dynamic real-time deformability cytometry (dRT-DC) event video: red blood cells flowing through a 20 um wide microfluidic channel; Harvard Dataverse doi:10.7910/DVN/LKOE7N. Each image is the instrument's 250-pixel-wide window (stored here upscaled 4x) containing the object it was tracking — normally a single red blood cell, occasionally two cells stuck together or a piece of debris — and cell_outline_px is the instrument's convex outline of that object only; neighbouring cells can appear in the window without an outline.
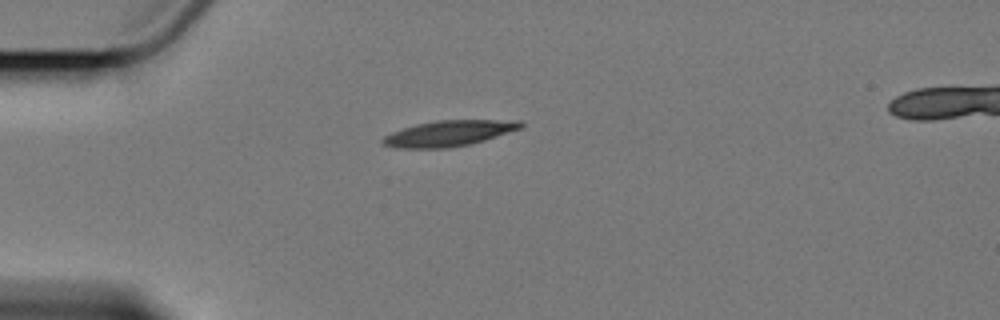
{"species": "Egyptian fruit bat (a non-hibernating species)", "species_latin": "Rousettus aegyptiacus", "temperature_condition": "cold", "stored_images_in_passage": 6, "camera_frame_rate_fps": 3000, "um_per_image_px": 0.085, "animal": {"sex": "female"}, "frame": {"image": 1, "passage_image": 1, "time_ms": 0.0, "image_size_px": [1000, 320], "cell_outline_px": [[524, 124], [520, 128], [484, 140], [468, 144], [448, 148], [396, 148], [384, 144], [380, 140], [384, 136], [392, 132], [416, 124], [436, 120], [520, 120]], "centroid_in_image_um": [38.13, 11.33], "position_along_channel_um": 46.9, "area_um2": 20.46}}
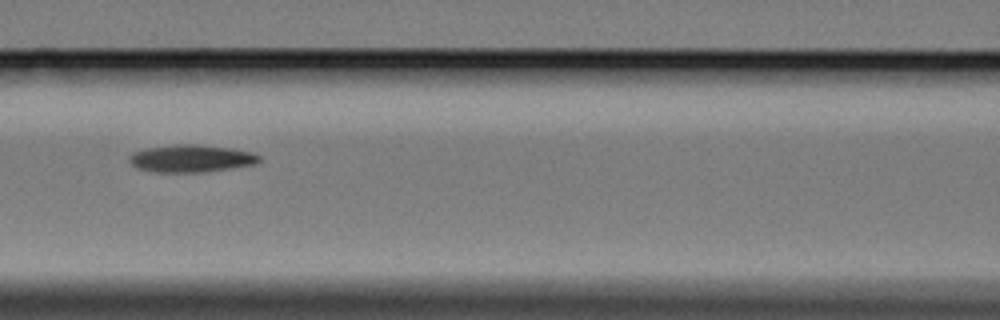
{"frame": {"image": 2, "passage_image": 4, "time_ms": 3.667, "image_size_px": [1000, 320], "cell_outline_px": [[260, 160], [256, 164], [204, 172], [156, 172], [140, 168], [132, 164], [128, 160], [128, 156], [132, 152], [148, 148], [176, 144], [196, 144], [232, 148], [252, 152], [260, 156]], "centroid_in_image_um": [16.26, 13.46], "position_along_channel_um": 150.3, "area_um2": 20.69}}
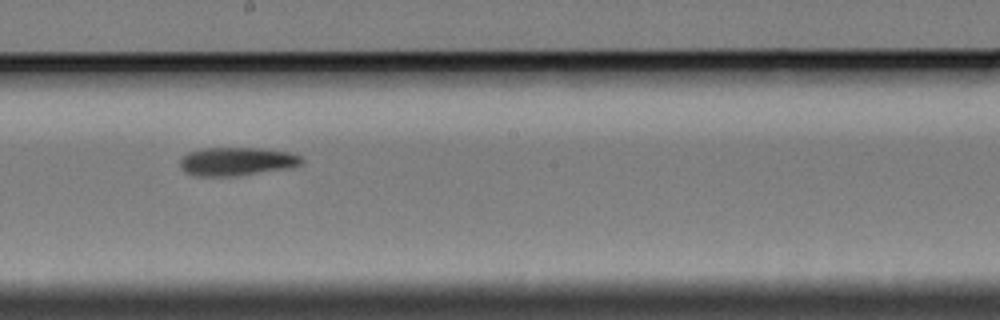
{"frame": {"image": 3, "passage_image": 6, "time_ms": 6.0, "image_size_px": [1000, 320], "cell_outline_px": [[304, 164], [296, 168], [236, 176], [196, 176], [188, 172], [180, 164], [180, 160], [188, 152], [204, 148], [264, 148], [292, 152], [300, 156], [304, 160]], "centroid_in_image_um": [20.26, 13.72], "position_along_channel_um": 227.9, "area_um2": 20.46}}